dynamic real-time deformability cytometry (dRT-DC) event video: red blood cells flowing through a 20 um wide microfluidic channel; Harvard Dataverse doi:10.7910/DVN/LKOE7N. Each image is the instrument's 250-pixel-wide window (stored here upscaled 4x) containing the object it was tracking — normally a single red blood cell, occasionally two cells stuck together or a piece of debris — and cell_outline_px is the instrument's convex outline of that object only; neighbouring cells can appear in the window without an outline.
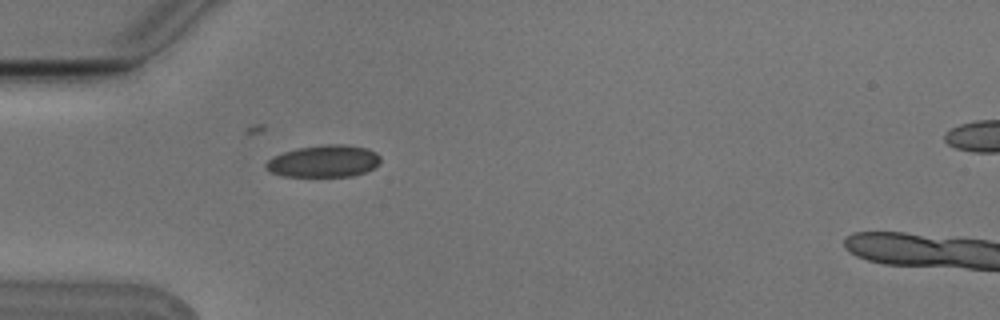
{"species": "Egyptian fruit bat (a non-hibernating species)", "species_latin": "Rousettus aegyptiacus", "temperature_condition": "cold", "stored_images_in_passage": 3, "camera_frame_rate_fps": 3000, "um_per_image_px": 0.085, "animal": {"sex": "male"}, "frame": {"image": 1, "passage_image": 2, "time_ms": 0.333, "image_size_px": [1000, 320], "cell_outline_px": [[380, 164], [364, 172], [352, 176], [284, 176], [272, 172], [264, 164], [268, 160], [284, 152], [296, 148], [328, 144], [344, 144], [368, 148], [376, 152], [380, 156]], "centroid_in_image_um": [27.57, 13.69], "position_along_channel_um": 57.4, "area_um2": 21.21}}